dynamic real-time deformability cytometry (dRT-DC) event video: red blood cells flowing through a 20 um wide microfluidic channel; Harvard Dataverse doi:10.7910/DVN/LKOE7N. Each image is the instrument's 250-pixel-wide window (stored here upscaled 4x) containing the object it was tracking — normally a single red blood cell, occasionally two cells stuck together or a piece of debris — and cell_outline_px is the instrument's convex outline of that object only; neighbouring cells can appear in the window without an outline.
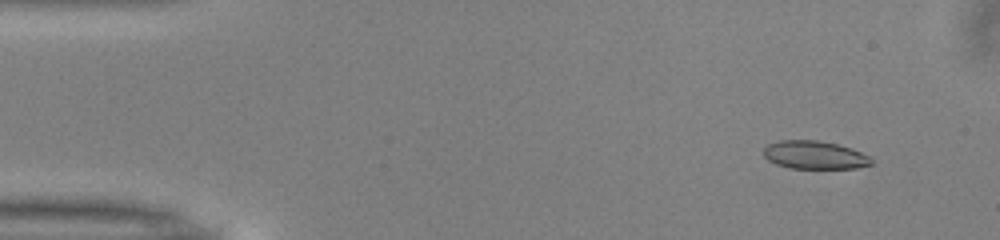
{"species": "common noctule bat (a hibernating species)", "species_latin": "Nyctalus noctula", "temperature_condition": "warm", "stored_images_in_passage": 51, "camera_frame_rate_fps": 3000, "um_per_image_px": 0.085, "animal": {"sex": "male", "body_mass_g": 13.0, "forearm_length_mm": 53.1}, "frame": {"image": 1, "passage_image": 5, "time_ms": 1.333, "image_size_px": [1000, 240], "cell_outline_px": [[872, 164], [856, 168], [792, 168], [776, 164], [768, 160], [764, 156], [764, 148], [768, 144], [780, 140], [820, 140], [852, 148], [868, 156], [872, 160]], "centroid_in_image_um": [69.23, 13.17], "position_along_channel_um": 15.8, "area_um2": 17.57}}
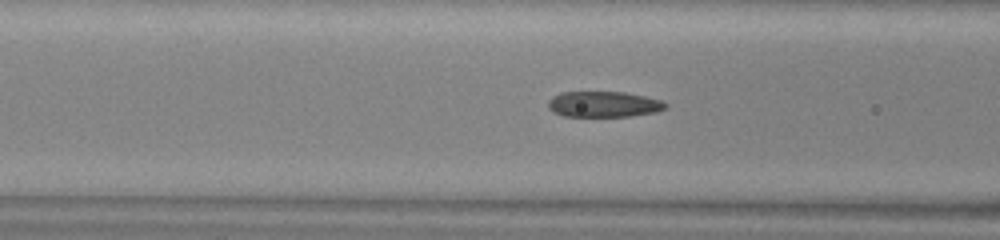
{"frame": {"image": 2, "passage_image": 20, "time_ms": 6.333, "image_size_px": [1000, 240], "cell_outline_px": [[668, 104], [664, 108], [656, 112], [628, 116], [564, 116], [552, 112], [548, 108], [548, 100], [552, 96], [560, 92], [624, 92], [644, 96], [660, 100]], "centroid_in_image_um": [51.26, 8.86], "position_along_channel_um": 115.3, "area_um2": 17.57}}
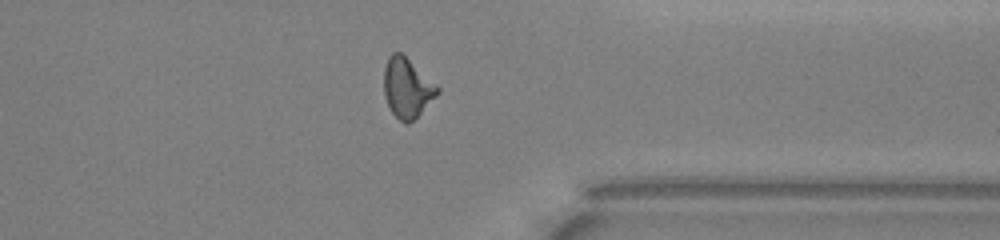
{"frame": {"image": 3, "passage_image": 40, "time_ms": 13.0, "image_size_px": [1000, 240], "cell_outline_px": [[440, 92], [408, 124], [404, 124], [392, 112], [384, 96], [384, 68], [388, 56], [392, 52], [400, 52], [440, 88]], "centroid_in_image_um": [34.58, 7.46], "position_along_channel_um": 376.8, "area_um2": 18.21}, "authors_computed_cell_mechanics": {"area_um2": 18.3804, "velocity_mm_per_s": 4.0369, "shape_relaxation_time_tau1_ms": null, "shape_relaxation_time_tau2_ms": 1.7859, "deformation_change_tau1": null, "deformation_change_tau2": 0.0981}}